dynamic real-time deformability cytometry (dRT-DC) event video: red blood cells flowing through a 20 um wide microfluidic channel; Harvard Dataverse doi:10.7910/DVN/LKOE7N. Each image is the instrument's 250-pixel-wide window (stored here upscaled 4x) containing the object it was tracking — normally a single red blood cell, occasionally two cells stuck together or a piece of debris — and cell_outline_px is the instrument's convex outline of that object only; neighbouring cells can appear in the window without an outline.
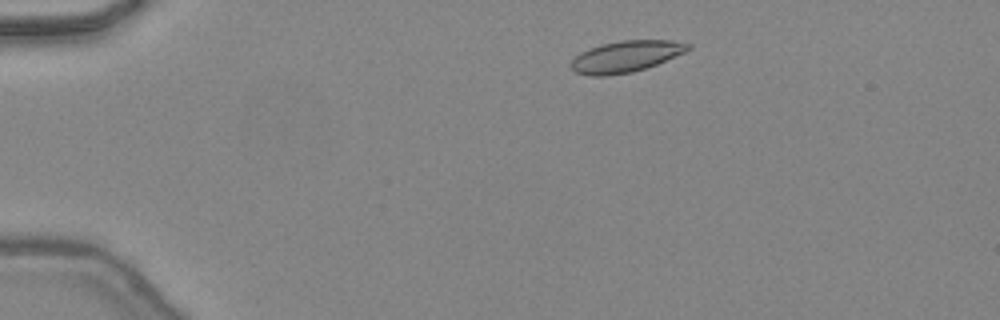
{"species": "common noctule bat (a hibernating species)", "species_latin": "Nyctalus noctula", "temperature_condition": "warm", "stored_images_in_passage": 42, "camera_frame_rate_fps": 3000, "um_per_image_px": 0.085, "animal": {"sex": "female", "body_mass_g": 24.6, "forearm_length_mm": 56.2}, "frame": {"image": 1, "passage_image": 5, "time_ms": 1.333, "image_size_px": [1000, 320], "cell_outline_px": [[692, 48], [684, 52], [656, 64], [632, 72], [608, 76], [592, 76], [576, 72], [568, 64], [580, 52], [588, 48], [620, 40], [672, 40], [692, 44]], "centroid_in_image_um": [53.18, 4.79], "position_along_channel_um": 31.8, "area_um2": 21.33}}
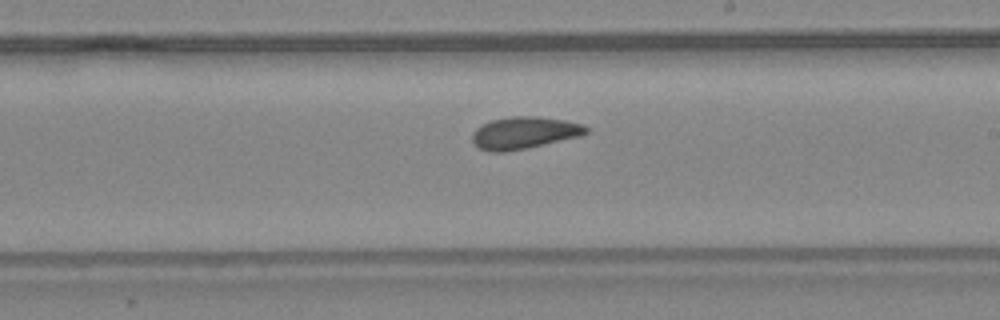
{"frame": {"image": 2, "passage_image": 24, "time_ms": 7.667, "image_size_px": [1000, 320], "cell_outline_px": [[588, 132], [580, 136], [528, 148], [504, 152], [488, 152], [480, 148], [472, 140], [472, 132], [476, 128], [492, 120], [512, 116], [532, 116], [564, 120], [584, 124], [588, 128]], "centroid_in_image_um": [44.56, 11.3], "position_along_channel_um": 244.4, "area_um2": 21.21}}
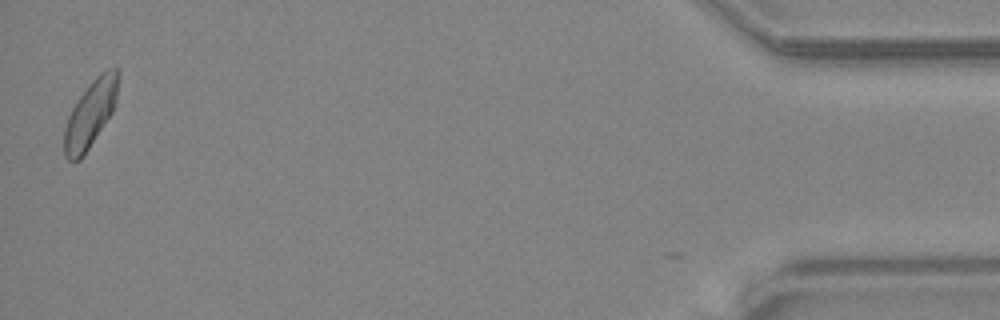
{"frame": {"image": 3, "passage_image": 42, "time_ms": 13.667, "image_size_px": [1000, 320], "cell_outline_px": [[120, 72], [116, 104], [112, 112], [84, 156], [80, 160], [72, 164], [64, 156], [64, 128], [68, 116], [72, 108], [80, 96], [92, 80], [100, 72], [108, 68], [120, 68]], "centroid_in_image_um": [7.69, 9.68], "position_along_channel_um": 427.5, "area_um2": 21.33}, "authors_computed_cell_mechanics": {"area_um2": 21.1259, "velocity_mm_per_s": 4.4574, "shape_relaxation_time_tau1_ms": null, "shape_relaxation_time_tau2_ms": 1.8913, "deformation_change_tau1": null, "deformation_change_tau2": 0.0691}}